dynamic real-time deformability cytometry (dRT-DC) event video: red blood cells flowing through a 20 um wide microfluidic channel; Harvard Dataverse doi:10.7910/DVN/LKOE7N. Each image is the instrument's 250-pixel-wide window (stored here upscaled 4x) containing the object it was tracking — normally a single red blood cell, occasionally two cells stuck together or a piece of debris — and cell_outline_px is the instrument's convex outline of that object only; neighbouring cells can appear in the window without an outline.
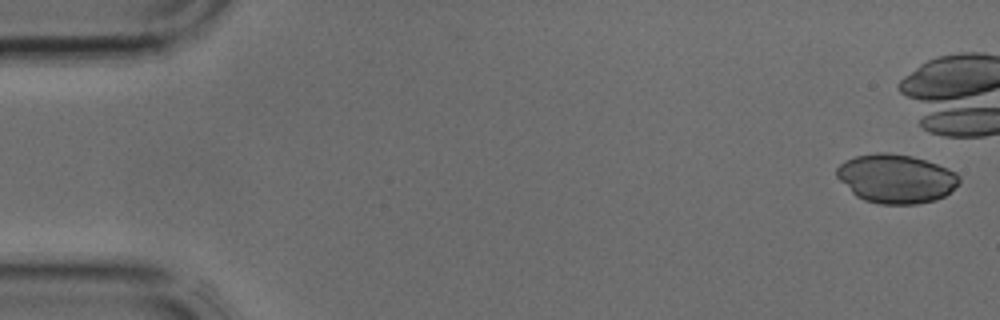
{"species": "common noctule bat (a hibernating species)", "species_latin": "Nyctalus noctula", "temperature_condition": "cold", "stored_images_in_passage": 9, "camera_frame_rate_fps": 3000, "um_per_image_px": 0.085, "animal": {"sex": "male", "body_mass_g": 17.9, "forearm_length_mm": 54.2}, "frame": {"image": 1, "passage_image": 1, "time_ms": 0.0, "image_size_px": [1000, 320], "cell_outline_px": [[960, 180], [944, 196], [936, 200], [916, 204], [880, 204], [864, 200], [856, 196], [836, 176], [836, 168], [844, 160], [856, 156], [876, 152], [888, 152], [912, 156], [948, 168], [956, 172], [960, 176]], "centroid_in_image_um": [76.14, 15.18], "position_along_channel_um": 8.9, "area_um2": 34.8}}